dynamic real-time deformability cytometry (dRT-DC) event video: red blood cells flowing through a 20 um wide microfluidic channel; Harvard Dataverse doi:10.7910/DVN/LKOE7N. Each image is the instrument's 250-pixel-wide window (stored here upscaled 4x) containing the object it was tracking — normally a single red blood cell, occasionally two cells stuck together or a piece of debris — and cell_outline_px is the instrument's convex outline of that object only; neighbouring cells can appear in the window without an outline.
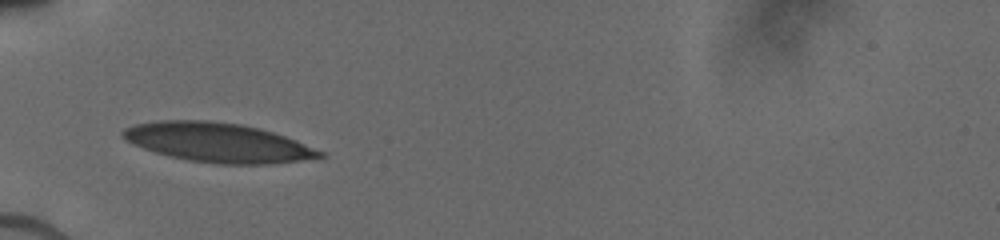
{"species": "human", "species_latin": "Homo sapiens", "temperature_condition": "cold", "stored_images_in_passage": 15, "camera_frame_rate_fps": 3000, "um_per_image_px": 0.085, "donor": {"sex": "male"}, "frame": {"image": 1, "passage_image": 1, "time_ms": 0.0, "image_size_px": [1000, 240], "cell_outline_px": [[328, 156], [272, 164], [212, 164], [188, 160], [168, 156], [132, 144], [124, 140], [120, 136], [120, 132], [124, 128], [136, 124], [160, 120], [208, 120], [240, 124], [260, 128], [296, 140], [324, 152]], "centroid_in_image_um": [18.49, 12.11], "position_along_channel_um": 66.5, "area_um2": 45.26}}
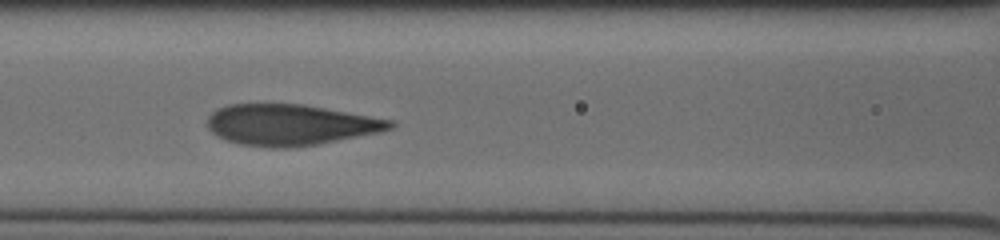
{"frame": {"image": 2, "passage_image": 10, "time_ms": 2.0, "image_size_px": [1000, 240], "cell_outline_px": [[396, 124], [392, 128], [380, 132], [316, 144], [292, 148], [268, 148], [240, 144], [216, 136], [208, 128], [208, 116], [216, 108], [228, 104], [304, 104], [396, 120]], "centroid_in_image_um": [24.69, 10.6], "position_along_channel_um": 141.9, "area_um2": 43.93}}
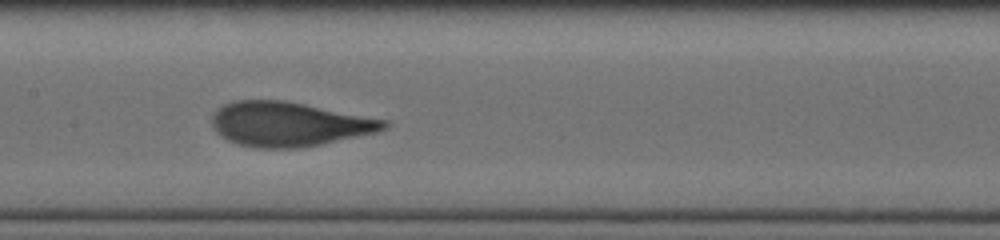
{"frame": {"image": 3, "passage_image": 14, "time_ms": 3.0, "image_size_px": [1000, 240], "cell_outline_px": [[392, 124], [388, 128], [380, 132], [300, 148], [260, 148], [240, 144], [228, 140], [220, 136], [212, 128], [212, 112], [216, 108], [224, 104], [236, 100], [284, 100], [388, 120]], "centroid_in_image_um": [24.58, 10.54], "position_along_channel_um": 182.8, "area_um2": 44.85}}